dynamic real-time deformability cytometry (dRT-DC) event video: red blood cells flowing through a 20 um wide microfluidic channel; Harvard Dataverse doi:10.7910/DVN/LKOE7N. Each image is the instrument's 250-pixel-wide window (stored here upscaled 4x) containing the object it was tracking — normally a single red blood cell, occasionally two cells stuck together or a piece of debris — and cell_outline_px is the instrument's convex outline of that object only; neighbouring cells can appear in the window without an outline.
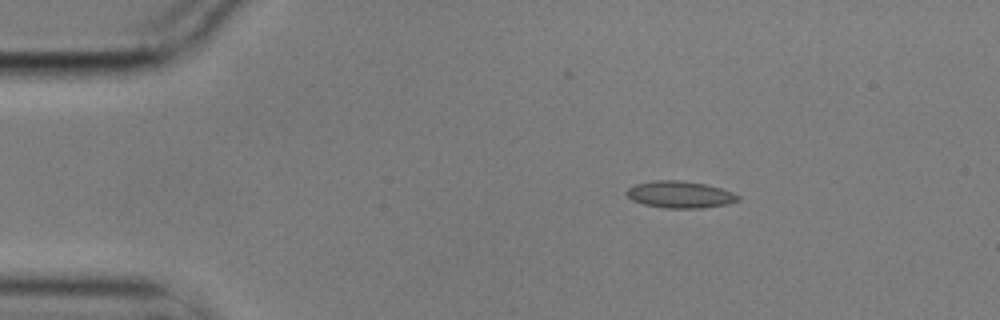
{"species": "common noctule bat (a hibernating species)", "species_latin": "Nyctalus noctula", "temperature_condition": "cold", "stored_images_in_passage": 48, "camera_frame_rate_fps": 3000, "um_per_image_px": 0.085, "animal": {"sex": "male", "body_mass_g": 17.9}, "frame": {"image": 1, "passage_image": 1, "time_ms": 0.0, "image_size_px": [1000, 320], "cell_outline_px": [[740, 200], [724, 204], [704, 208], [664, 208], [644, 204], [632, 200], [624, 192], [628, 188], [636, 184], [656, 180], [680, 180], [704, 184], [720, 188], [732, 192], [740, 196]], "centroid_in_image_um": [57.78, 16.54], "position_along_channel_um": 27.2, "area_um2": 17.34}}
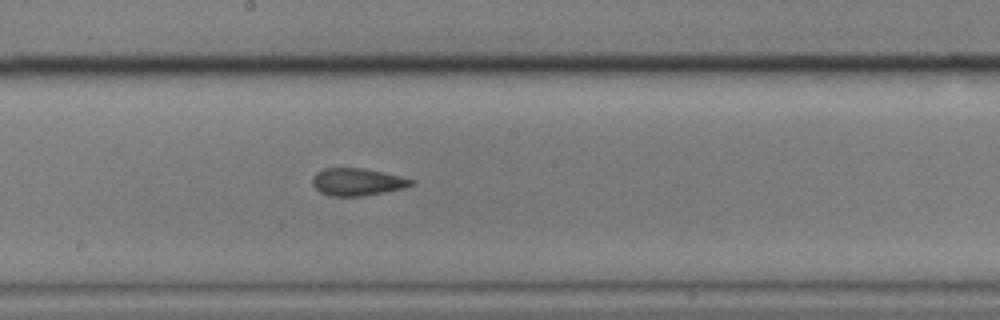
{"frame": {"image": 2, "passage_image": 22, "time_ms": 7.0, "image_size_px": [1000, 320], "cell_outline_px": [[416, 184], [404, 188], [364, 196], [332, 196], [320, 192], [312, 184], [312, 176], [316, 172], [324, 168], [364, 168], [384, 172], [416, 180]], "centroid_in_image_um": [30.39, 15.46], "position_along_channel_um": 217.8, "area_um2": 15.95}}
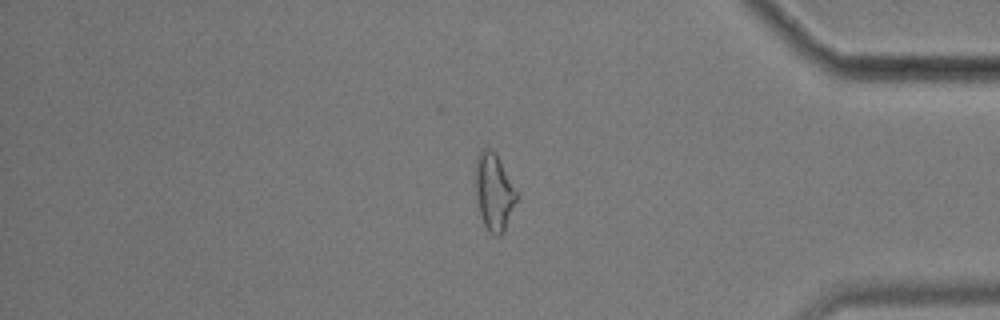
{"frame": {"image": 3, "passage_image": 39, "time_ms": 12.667, "image_size_px": [1000, 320], "cell_outline_px": [[520, 196], [504, 232], [500, 236], [496, 236], [488, 232], [480, 216], [476, 200], [472, 180], [476, 156], [484, 148], [492, 148], [496, 152]], "centroid_in_image_um": [41.96, 16.3], "position_along_channel_um": 393.2, "area_um2": 19.59}, "authors_computed_cell_mechanics": {"area_um2": 16.4152, "velocity_mm_per_s": 3.549, "shape_relaxation_time_tau1_ms": null, "shape_relaxation_time_tau2_ms": 2.8903, "deformation_change_tau1": null, "deformation_change_tau2": 0.1034}}